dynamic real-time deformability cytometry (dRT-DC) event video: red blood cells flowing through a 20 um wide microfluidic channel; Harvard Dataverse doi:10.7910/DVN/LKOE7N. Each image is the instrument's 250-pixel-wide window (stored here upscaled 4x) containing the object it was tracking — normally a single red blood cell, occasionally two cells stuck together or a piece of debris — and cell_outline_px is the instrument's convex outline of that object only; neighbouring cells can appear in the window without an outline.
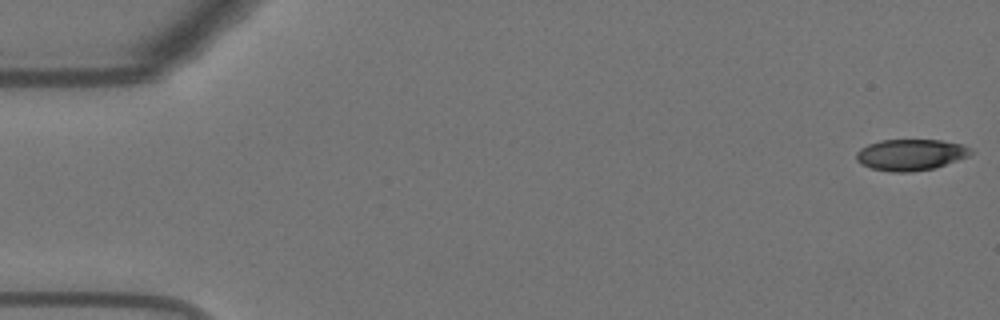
{"species": "Egyptian fruit bat (a non-hibernating species)", "species_latin": "Rousettus aegyptiacus", "temperature_condition": "warm", "stored_images_in_passage": 55, "camera_frame_rate_fps": 3000, "um_per_image_px": 0.085, "animal": {"sex": "female"}, "frame": {"image": 1, "passage_image": 1, "time_ms": 0.0, "image_size_px": [1000, 320], "cell_outline_px": [[972, 152], [968, 156], [936, 168], [912, 172], [888, 172], [872, 168], [860, 164], [856, 160], [856, 152], [860, 148], [868, 144], [880, 140], [940, 140], [960, 144], [968, 148]], "centroid_in_image_um": [77.35, 13.16], "position_along_channel_um": 7.6, "area_um2": 20.87}}
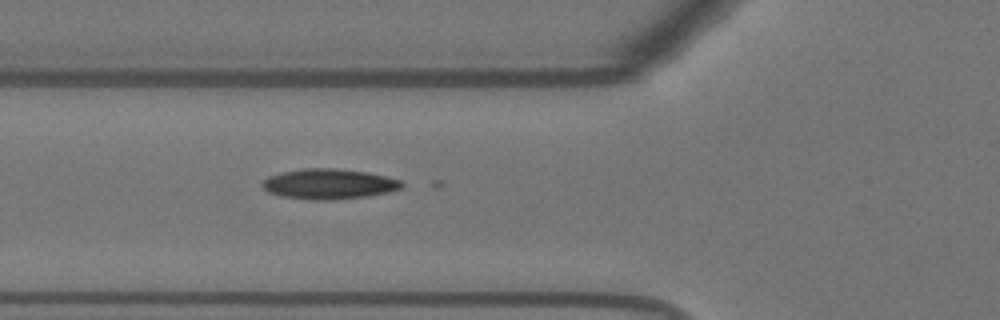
{"frame": {"image": 2, "passage_image": 20, "time_ms": 6.333, "image_size_px": [1000, 320], "cell_outline_px": [[404, 184], [400, 188], [388, 192], [368, 196], [328, 200], [312, 200], [284, 196], [268, 192], [260, 184], [268, 176], [284, 172], [304, 168], [336, 168], [368, 172], [400, 180]], "centroid_in_image_um": [27.95, 15.63], "position_along_channel_um": 97.8, "area_um2": 24.39}}
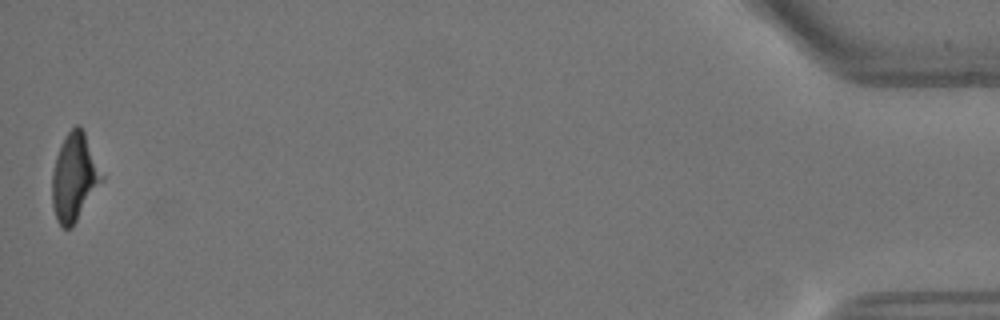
{"frame": {"image": 3, "passage_image": 55, "time_ms": 18.0, "image_size_px": [1000, 320], "cell_outline_px": [[104, 176], [72, 228], [64, 228], [56, 220], [52, 204], [52, 172], [56, 156], [60, 144], [68, 132], [76, 124], [80, 124], [84, 132]], "centroid_in_image_um": [6.29, 15.05], "position_along_channel_um": 428.9, "area_um2": 24.97}}